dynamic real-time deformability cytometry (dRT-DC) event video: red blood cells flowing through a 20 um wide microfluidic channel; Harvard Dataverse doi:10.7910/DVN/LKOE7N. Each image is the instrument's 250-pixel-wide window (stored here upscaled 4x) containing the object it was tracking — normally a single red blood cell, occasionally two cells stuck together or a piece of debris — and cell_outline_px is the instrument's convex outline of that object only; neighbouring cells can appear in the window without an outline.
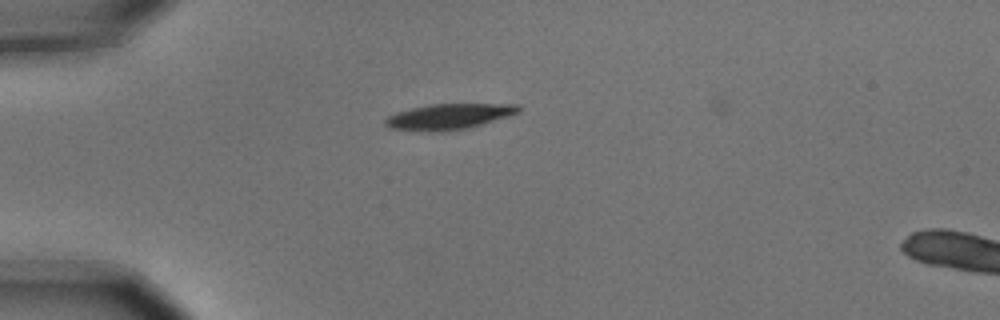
{"species": "common noctule bat (a hibernating species)", "species_latin": "Nyctalus noctula", "temperature_condition": "cold", "stored_images_in_passage": 4, "camera_frame_rate_fps": 3000, "um_per_image_px": 0.085, "animal": {"sex": "male", "body_mass_g": 15.6}, "frame": {"image": 1, "passage_image": 2, "time_ms": 0.333, "image_size_px": [1000, 320], "cell_outline_px": [[520, 112], [508, 116], [480, 124], [464, 128], [440, 132], [428, 132], [388, 128], [384, 124], [384, 120], [388, 116], [396, 112], [412, 108], [432, 104], [520, 104]], "centroid_in_image_um": [38.11, 9.91], "position_along_channel_um": 46.9, "area_um2": 19.77}}
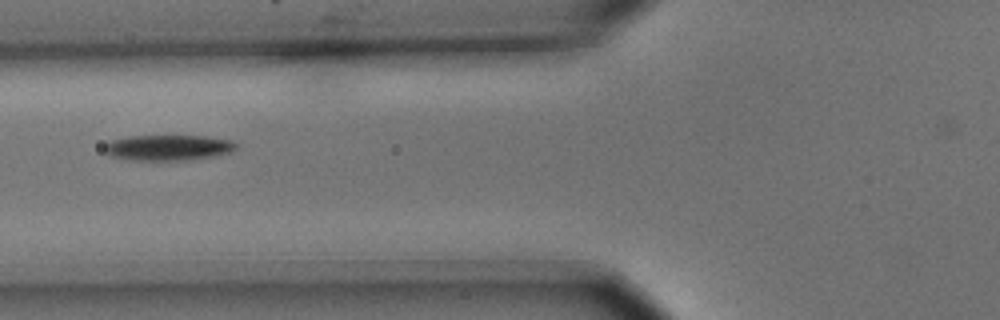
{"frame": {"image": 2, "passage_image": 4, "time_ms": 1.0, "image_size_px": [1000, 320], "cell_outline_px": [[236, 148], [232, 152], [216, 156], [196, 160], [128, 160], [112, 156], [104, 152], [104, 144], [112, 140], [128, 136], [204, 136], [232, 140], [236, 144]], "centroid_in_image_um": [14.31, 12.56], "position_along_channel_um": 111.5, "area_um2": 19.88}}